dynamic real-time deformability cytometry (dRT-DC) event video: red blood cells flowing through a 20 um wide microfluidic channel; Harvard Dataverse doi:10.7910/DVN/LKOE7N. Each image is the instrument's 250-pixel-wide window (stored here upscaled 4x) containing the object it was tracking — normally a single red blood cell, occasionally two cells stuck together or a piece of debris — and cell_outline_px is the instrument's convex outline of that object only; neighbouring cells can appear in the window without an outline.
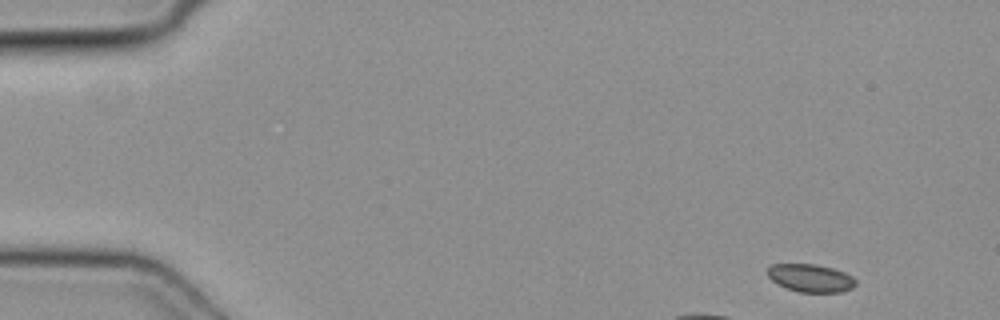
{"species": "common noctule bat (a hibernating species)", "species_latin": "Nyctalus noctula", "temperature_condition": "cold", "stored_images_in_passage": 12, "camera_frame_rate_fps": 3000, "um_per_image_px": 0.085, "animal": {"sex": "female", "body_mass_g": 19.3, "forearm_length_mm": 54.1}, "frame": {"image": 1, "passage_image": 1, "time_ms": 0.0, "image_size_px": [1000, 320], "cell_outline_px": [[856, 284], [852, 288], [840, 292], [800, 292], [776, 284], [768, 276], [768, 264], [816, 264], [832, 268], [844, 272], [852, 276], [856, 280]], "centroid_in_image_um": [68.89, 23.63], "position_along_channel_um": 16.1, "area_um2": 14.33}}